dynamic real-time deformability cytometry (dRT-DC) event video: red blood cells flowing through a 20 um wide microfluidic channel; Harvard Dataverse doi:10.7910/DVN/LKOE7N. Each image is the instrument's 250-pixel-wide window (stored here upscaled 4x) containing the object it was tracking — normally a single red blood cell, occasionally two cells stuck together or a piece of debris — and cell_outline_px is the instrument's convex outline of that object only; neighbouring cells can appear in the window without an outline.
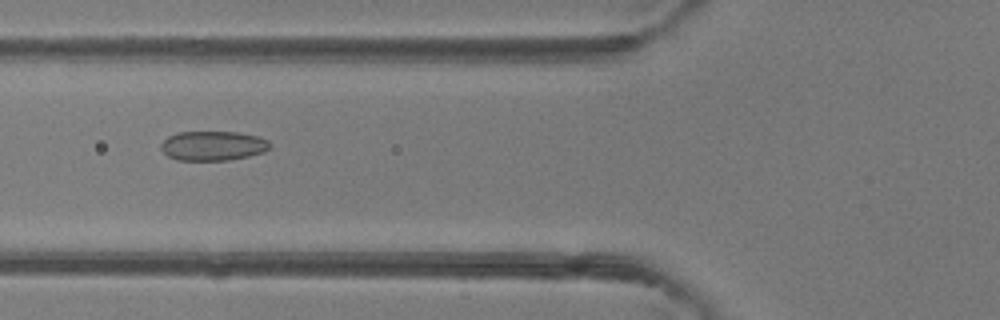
{"species": "common noctule bat (a hibernating species)", "species_latin": "Nyctalus noctula", "temperature_condition": "room temperature", "stored_images_in_passage": 49, "camera_frame_rate_fps": 3000, "um_per_image_px": 0.085, "animal": {"sex": "female"}, "frame": {"image": 1, "passage_image": 19, "time_ms": 6.0, "image_size_px": [1000, 320], "cell_outline_px": [[272, 144], [264, 152], [248, 156], [228, 160], [176, 160], [168, 156], [160, 148], [160, 144], [168, 136], [176, 132], [236, 132], [256, 136], [268, 140]], "centroid_in_image_um": [18.08, 12.39], "position_along_channel_um": 107.7, "area_um2": 18.73}}
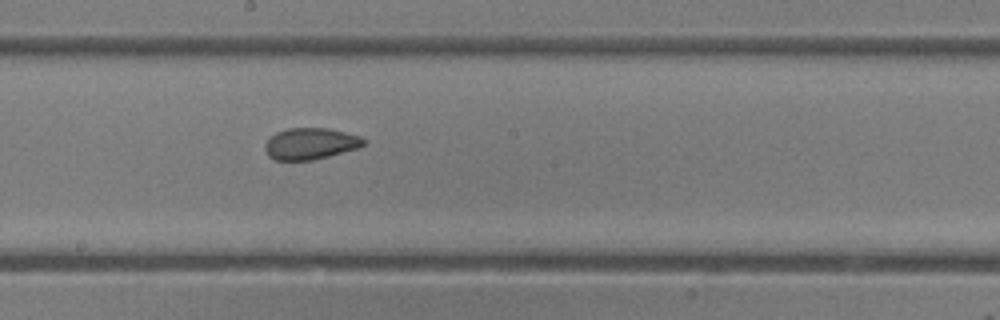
{"frame": {"image": 2, "passage_image": 27, "time_ms": 8.667, "image_size_px": [1000, 320], "cell_outline_px": [[368, 140], [360, 148], [312, 160], [276, 160], [268, 156], [264, 148], [264, 144], [276, 132], [288, 128], [328, 128], [360, 136]], "centroid_in_image_um": [26.4, 12.21], "position_along_channel_um": 221.8, "area_um2": 18.15}}
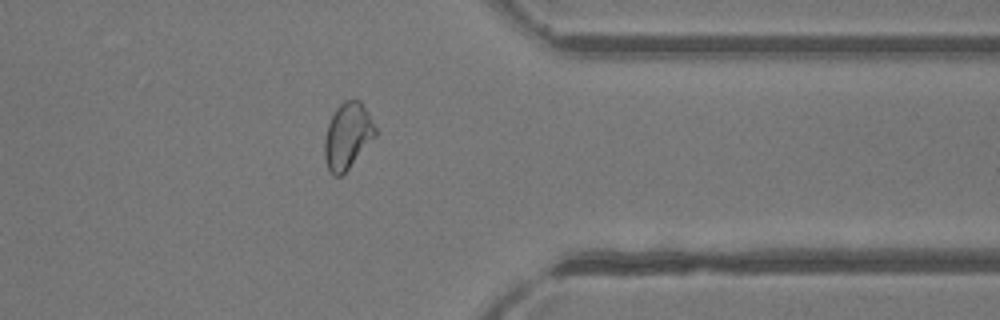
{"frame": {"image": 3, "passage_image": 39, "time_ms": 12.667, "image_size_px": [1000, 320], "cell_outline_px": [[376, 136], [348, 168], [340, 176], [336, 176], [328, 168], [324, 156], [324, 140], [328, 124], [336, 108], [344, 100], [360, 100], [368, 112], [376, 128]], "centroid_in_image_um": [29.54, 11.52], "position_along_channel_um": 381.9, "area_um2": 19.25}, "authors_computed_cell_mechanics": {"area_um2": 19.5942, "velocity_mm_per_s": 4.2662, "shape_relaxation_time_tau1_ms": 7.2537, "shape_relaxation_time_tau2_ms": 1.3131, "deformation_change_tau1": 0.1216, "deformation_change_tau2": 0.0644}}